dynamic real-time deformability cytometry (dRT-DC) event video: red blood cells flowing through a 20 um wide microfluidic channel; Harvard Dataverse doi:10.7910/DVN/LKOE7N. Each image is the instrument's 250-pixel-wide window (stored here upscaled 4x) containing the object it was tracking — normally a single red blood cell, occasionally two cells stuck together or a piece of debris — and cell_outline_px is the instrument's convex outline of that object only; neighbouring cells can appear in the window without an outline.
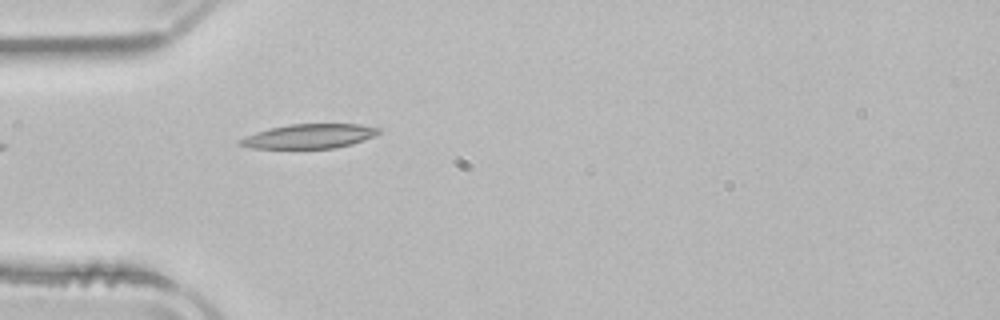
{"species": "common noctule bat (a hibernating species)", "species_latin": "Nyctalus noctula", "temperature_condition": "room temperature", "stored_images_in_passage": 16, "camera_frame_rate_fps": 3000, "um_per_image_px": 0.085, "animal": {"sex": "male", "body_mass_g": 21.5, "forearm_length_mm": 52.0}, "frame": {"image": 1, "passage_image": 1, "time_ms": 0.0, "image_size_px": [1000, 320], "cell_outline_px": [[380, 132], [364, 140], [352, 144], [332, 148], [248, 148], [236, 144], [236, 140], [244, 136], [256, 132], [288, 124], [360, 124], [380, 128]], "centroid_in_image_um": [26.22, 11.58], "position_along_channel_um": 58.8, "area_um2": 19.71}}
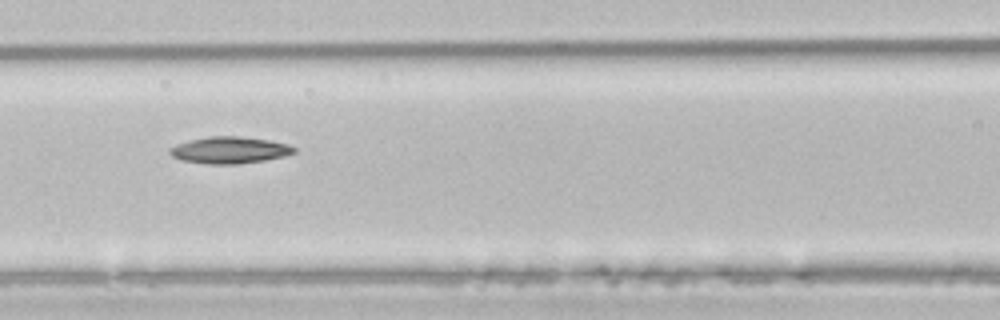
{"frame": {"image": 2, "passage_image": 8, "time_ms": 2.333, "image_size_px": [1000, 320], "cell_outline_px": [[296, 152], [284, 156], [264, 160], [236, 164], [208, 164], [180, 160], [172, 156], [168, 152], [168, 148], [176, 144], [188, 140], [208, 136], [236, 136], [268, 140], [288, 144], [296, 148]], "centroid_in_image_um": [19.47, 12.76], "position_along_channel_um": 147.1, "area_um2": 19.42}}
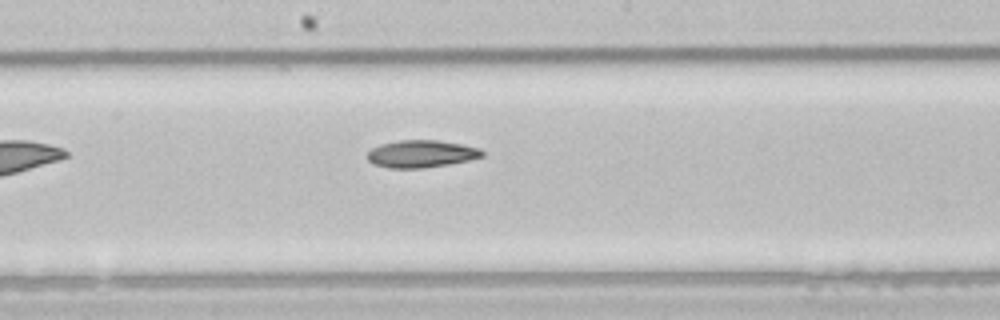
{"frame": {"image": 3, "passage_image": 13, "time_ms": 4.0, "image_size_px": [1000, 320], "cell_outline_px": [[484, 156], [468, 160], [448, 164], [424, 168], [388, 168], [372, 164], [368, 160], [368, 152], [372, 148], [380, 144], [400, 140], [440, 140], [480, 148], [484, 152]], "centroid_in_image_um": [35.8, 13.07], "position_along_channel_um": 212.4, "area_um2": 18.32}}